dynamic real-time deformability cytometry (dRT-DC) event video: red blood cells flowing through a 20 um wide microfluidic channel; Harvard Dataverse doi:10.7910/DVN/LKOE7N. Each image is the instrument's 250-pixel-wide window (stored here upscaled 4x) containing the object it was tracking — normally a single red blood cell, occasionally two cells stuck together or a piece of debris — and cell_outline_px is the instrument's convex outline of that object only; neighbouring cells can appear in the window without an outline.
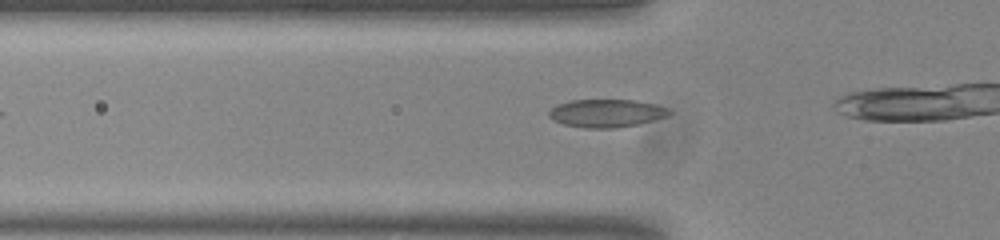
{"species": "common noctule bat (a hibernating species)", "species_latin": "Nyctalus noctula", "temperature_condition": "room temperature", "stored_images_in_passage": 7, "camera_frame_rate_fps": 3000, "um_per_image_px": 0.085, "animal": {"sex": "male", "body_mass_g": 20.0, "forearm_length_mm": 53.3}, "frame": {"image": 1, "passage_image": 2, "time_ms": 0.333, "image_size_px": [1000, 240], "cell_outline_px": [[672, 112], [668, 116], [640, 124], [616, 128], [584, 128], [564, 124], [548, 116], [548, 112], [556, 104], [572, 100], [636, 100], [656, 104], [668, 108]], "centroid_in_image_um": [51.58, 9.62], "position_along_channel_um": 74.2, "area_um2": 19.71}}
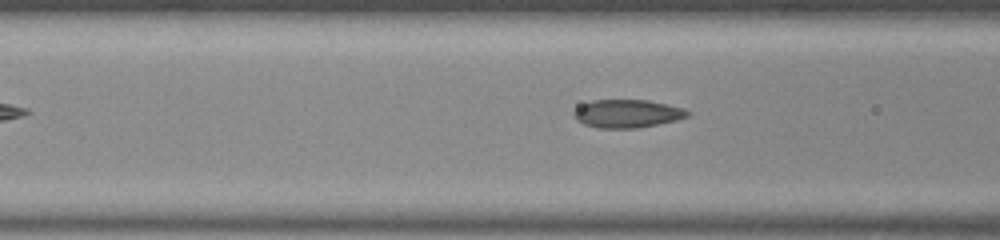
{"frame": {"image": 2, "passage_image": 5, "time_ms": 1.333, "image_size_px": [1000, 240], "cell_outline_px": [[692, 116], [676, 120], [640, 128], [596, 128], [584, 124], [576, 120], [572, 116], [572, 112], [580, 104], [592, 100], [648, 100], [684, 108], [692, 112]], "centroid_in_image_um": [53.31, 9.66], "position_along_channel_um": 113.3, "area_um2": 19.02}}